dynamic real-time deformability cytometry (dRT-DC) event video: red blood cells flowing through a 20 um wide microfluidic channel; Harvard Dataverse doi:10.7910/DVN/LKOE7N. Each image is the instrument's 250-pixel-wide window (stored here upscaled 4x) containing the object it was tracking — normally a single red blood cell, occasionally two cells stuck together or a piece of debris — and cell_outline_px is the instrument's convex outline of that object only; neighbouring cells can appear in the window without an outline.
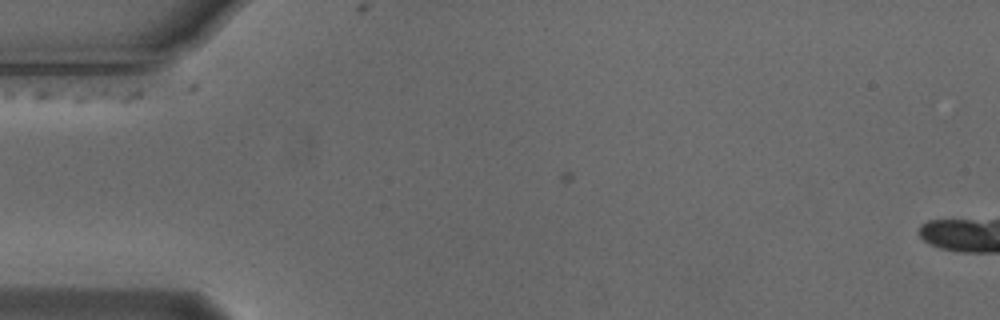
{"species": "Egyptian fruit bat (a non-hibernating species)", "species_latin": "Rousettus aegyptiacus", "temperature_condition": "cold", "stored_images_in_passage": 6, "camera_frame_rate_fps": 3000, "um_per_image_px": 0.085, "animal": {"sex": "male"}, "frame": {"image": 1, "passage_image": 4, "time_ms": 1.0, "image_size_px": [1000, 320], "cell_outline_px": [[144, 92], [136, 100], [124, 104], [36, 100], [32, 92], [40, 88], [140, 88]], "centroid_in_image_um": [7.58, 8.07], "position_along_channel_um": 77.4, "area_um2": 10.64}}